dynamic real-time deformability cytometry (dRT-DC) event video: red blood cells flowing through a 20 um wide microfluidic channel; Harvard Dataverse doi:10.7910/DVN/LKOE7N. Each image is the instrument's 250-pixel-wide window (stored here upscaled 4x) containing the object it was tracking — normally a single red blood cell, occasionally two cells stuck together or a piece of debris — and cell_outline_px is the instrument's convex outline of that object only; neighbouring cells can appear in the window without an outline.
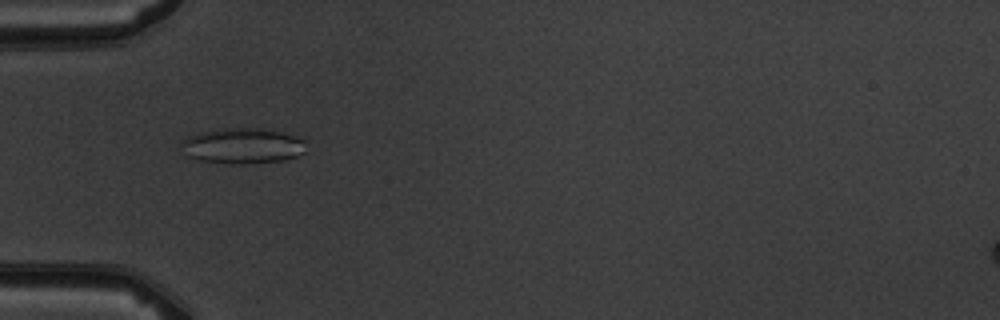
{"species": "common noctule bat (a hibernating species)", "species_latin": "Nyctalus noctula", "temperature_condition": "warm", "stored_images_in_passage": 5, "camera_frame_rate_fps": 3000, "um_per_image_px": 0.085, "animal": {"sex": "male", "body_mass_g": 19.5, "forearm_length_mm": 54.6}, "frame": {"image": 1, "passage_image": 2, "time_ms": 1.0, "image_size_px": [1000, 320], "cell_outline_px": [[304, 152], [296, 156], [284, 160], [244, 164], [232, 164], [200, 160], [184, 156], [176, 144], [180, 140], [188, 136], [200, 132], [224, 128], [260, 128], [280, 132], [296, 136], [304, 140]], "centroid_in_image_um": [20.5, 12.4], "position_along_channel_um": 64.5, "area_um2": 26.24}}
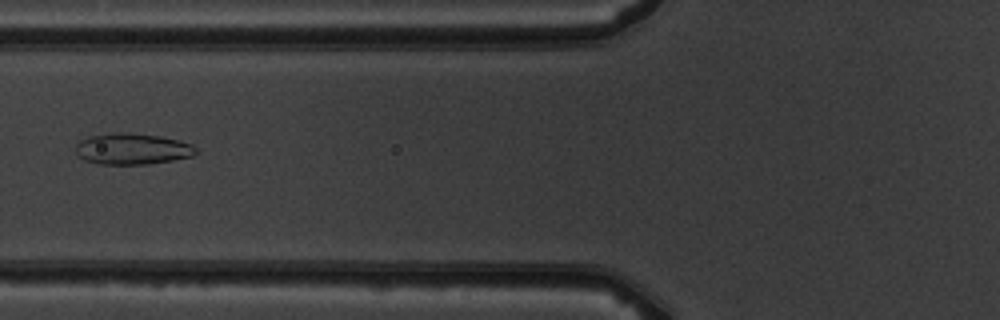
{"frame": {"image": 2, "passage_image": 3, "time_ms": 2.333, "image_size_px": [1000, 320], "cell_outline_px": [[200, 152], [192, 156], [172, 160], [148, 164], [100, 164], [84, 160], [76, 156], [76, 144], [80, 140], [88, 136], [120, 132], [128, 132], [160, 136], [192, 144]], "centroid_in_image_um": [11.23, 12.66], "position_along_channel_um": 114.6, "area_um2": 21.96}}
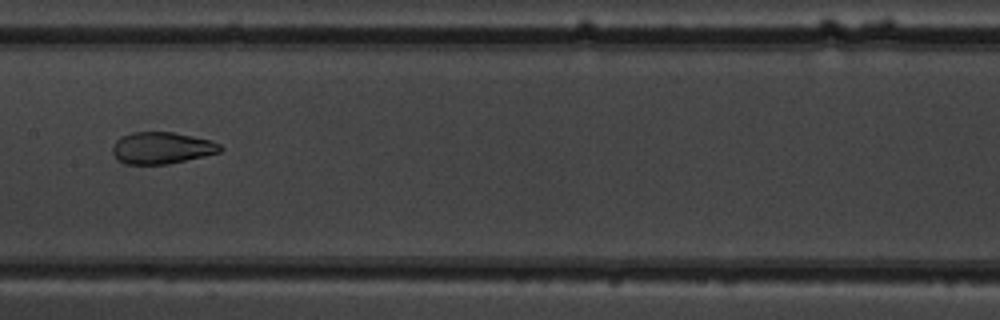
{"frame": {"image": 3, "passage_image": 5, "time_ms": 4.333, "image_size_px": [1000, 320], "cell_outline_px": [[224, 148], [220, 152], [204, 156], [168, 164], [124, 164], [116, 160], [112, 152], [112, 144], [120, 136], [132, 132], [172, 132], [212, 140], [220, 144]], "centroid_in_image_um": [13.72, 12.57], "position_along_channel_um": 193.7, "area_um2": 20.17}}